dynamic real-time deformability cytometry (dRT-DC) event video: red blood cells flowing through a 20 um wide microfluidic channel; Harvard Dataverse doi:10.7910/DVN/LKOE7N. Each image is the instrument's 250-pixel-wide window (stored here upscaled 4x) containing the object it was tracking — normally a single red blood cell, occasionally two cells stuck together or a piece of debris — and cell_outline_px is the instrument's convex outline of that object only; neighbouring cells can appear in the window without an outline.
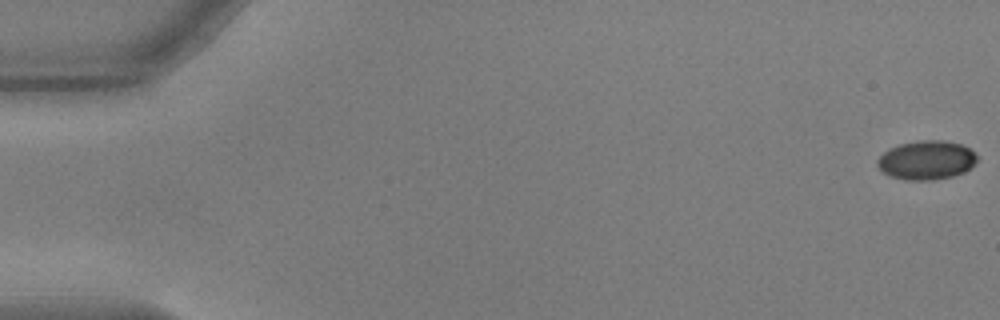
{"species": "common noctule bat (a hibernating species)", "species_latin": "Nyctalus noctula", "temperature_condition": "warm", "stored_images_in_passage": 57, "camera_frame_rate_fps": 3000, "um_per_image_px": 0.085, "animal": {"sex": "male", "body_mass_g": 17.9, "forearm_length_mm": 54.2}, "frame": {"image": 1, "passage_image": 1, "time_ms": 0.0, "image_size_px": [1000, 320], "cell_outline_px": [[976, 160], [964, 172], [952, 176], [932, 180], [904, 180], [888, 176], [876, 164], [876, 160], [884, 152], [900, 144], [924, 140], [944, 140], [960, 144], [968, 148], [976, 156]], "centroid_in_image_um": [78.71, 13.62], "position_along_channel_um": 6.3, "area_um2": 22.31}}
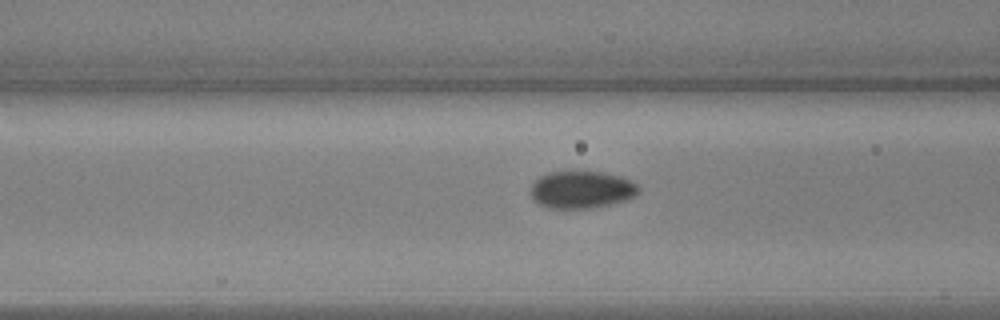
{"frame": {"image": 2, "passage_image": 23, "time_ms": 7.333, "image_size_px": [1000, 320], "cell_outline_px": [[640, 192], [636, 196], [624, 200], [592, 208], [548, 208], [532, 200], [528, 192], [528, 188], [540, 176], [548, 172], [600, 172], [620, 176], [632, 180], [640, 188]], "centroid_in_image_um": [49.4, 16.12], "position_along_channel_um": 117.2, "area_um2": 23.64}}
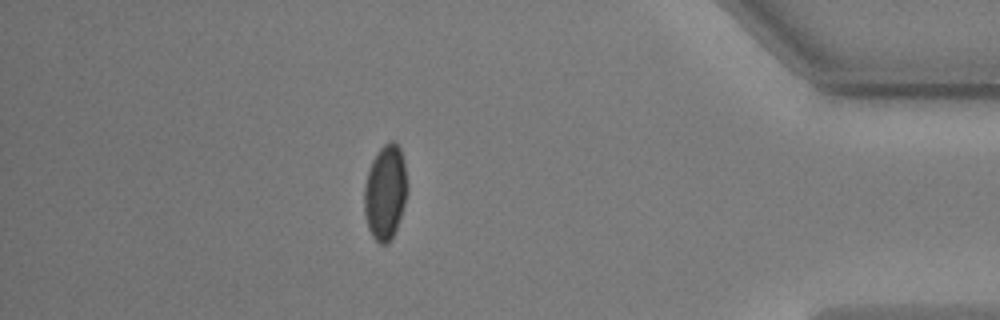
{"frame": {"image": 3, "passage_image": 50, "time_ms": 16.333, "image_size_px": [1000, 320], "cell_outline_px": [[408, 192], [392, 240], [388, 244], [380, 244], [372, 236], [368, 228], [364, 212], [364, 188], [368, 172], [372, 160], [376, 152], [388, 140], [392, 140], [400, 148], [404, 160], [408, 184]], "centroid_in_image_um": [32.76, 16.33], "position_along_channel_um": 402.4, "area_um2": 24.04}, "authors_computed_cell_mechanics": {"area_um2": 23.5246, "velocity_mm_per_s": 3.6028, "shape_relaxation_time_tau1_ms": 3.3966, "shape_relaxation_time_tau2_ms": null, "deformation_change_tau1": 0.0973, "deformation_change_tau2": null}}